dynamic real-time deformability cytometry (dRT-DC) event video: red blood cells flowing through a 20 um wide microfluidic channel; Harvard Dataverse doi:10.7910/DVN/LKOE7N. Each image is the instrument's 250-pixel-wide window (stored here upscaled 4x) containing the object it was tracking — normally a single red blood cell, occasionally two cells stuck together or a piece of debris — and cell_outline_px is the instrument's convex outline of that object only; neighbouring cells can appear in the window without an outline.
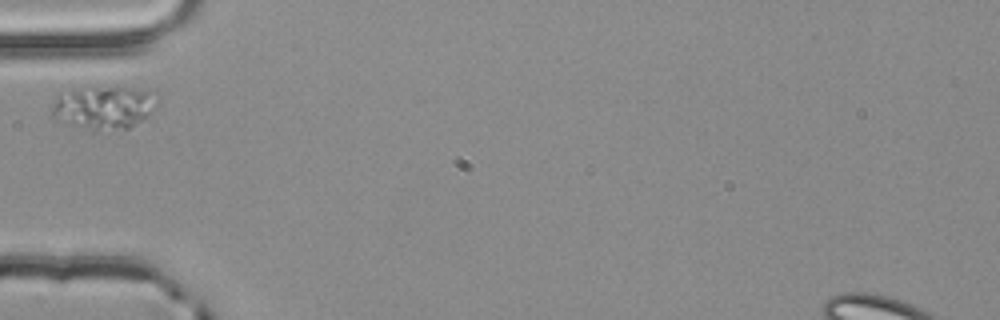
{"species": "common noctule bat (a hibernating species)", "species_latin": "Nyctalus noctula", "temperature_condition": "room temperature", "stored_images_in_passage": 1, "camera_frame_rate_fps": 3000, "um_per_image_px": 0.085, "animal": {"sex": "male", "body_mass_g": 20.4}, "frame": {"image": 1, "passage_image": 1, "time_ms": 0.0, "image_size_px": [1000, 320], "cell_outline_px": [[160, 100], [144, 116], [128, 128], [96, 128], [56, 120], [52, 116], [52, 104], [56, 96], [72, 88], [116, 84], [148, 92], [160, 96]], "centroid_in_image_um": [8.79, 9.02], "position_along_channel_um": 76.2, "area_um2": 26.07}}